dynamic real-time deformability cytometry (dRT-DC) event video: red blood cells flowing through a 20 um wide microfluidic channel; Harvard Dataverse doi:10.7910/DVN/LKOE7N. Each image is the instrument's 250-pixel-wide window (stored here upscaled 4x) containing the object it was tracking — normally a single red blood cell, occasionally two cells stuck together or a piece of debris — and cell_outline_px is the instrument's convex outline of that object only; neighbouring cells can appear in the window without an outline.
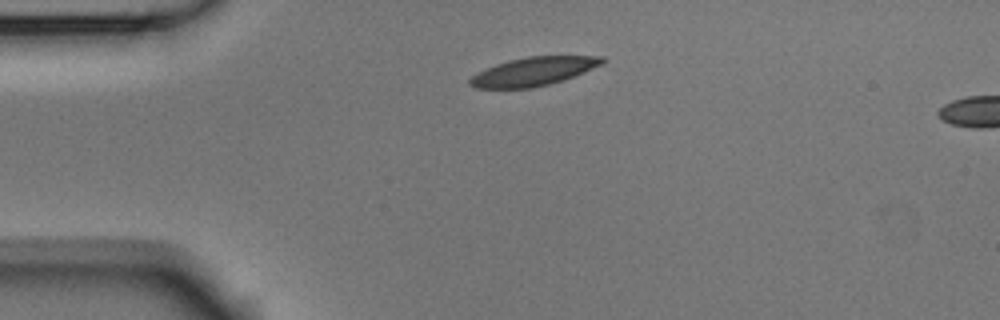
{"species": "Egyptian fruit bat (a non-hibernating species)", "species_latin": "Rousettus aegyptiacus", "temperature_condition": "room temperature", "stored_images_in_passage": 2, "camera_frame_rate_fps": 3000, "um_per_image_px": 0.085, "animal": {"sex": "male"}, "frame": {"image": 1, "passage_image": 1, "time_ms": 0.0, "image_size_px": [1000, 320], "cell_outline_px": [[608, 60], [600, 64], [572, 76], [548, 84], [532, 88], [476, 88], [468, 84], [468, 80], [472, 76], [496, 64], [508, 60], [528, 56], [604, 56]], "centroid_in_image_um": [45.31, 6.06], "position_along_channel_um": 39.7, "area_um2": 21.56}}